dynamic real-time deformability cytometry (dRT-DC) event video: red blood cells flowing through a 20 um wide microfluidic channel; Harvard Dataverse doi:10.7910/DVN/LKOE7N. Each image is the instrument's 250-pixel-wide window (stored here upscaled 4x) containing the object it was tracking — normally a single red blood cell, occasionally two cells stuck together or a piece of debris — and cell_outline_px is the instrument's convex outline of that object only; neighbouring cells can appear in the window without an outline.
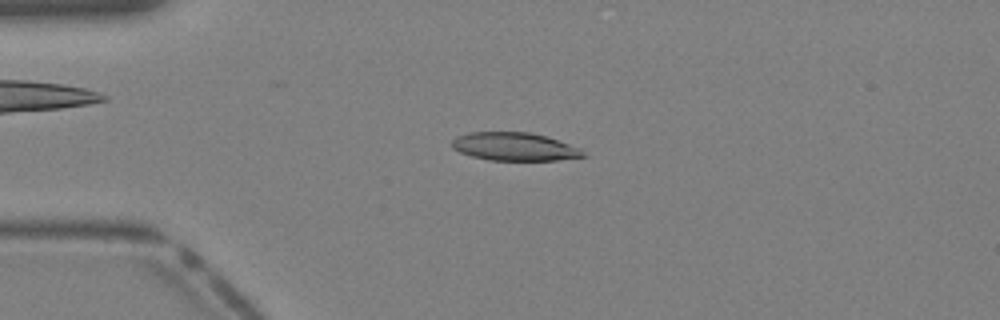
{"species": "Egyptian fruit bat (a non-hibernating species)", "species_latin": "Rousettus aegyptiacus", "temperature_condition": "warm", "stored_images_in_passage": 35, "camera_frame_rate_fps": 3000, "um_per_image_px": 0.085, "animal": {"sex": "female"}, "frame": {"image": 1, "passage_image": 5, "time_ms": 1.333, "image_size_px": [1000, 320], "cell_outline_px": [[588, 156], [556, 160], [488, 160], [472, 156], [460, 152], [452, 148], [452, 140], [456, 136], [468, 132], [532, 132], [548, 136], [580, 148]], "centroid_in_image_um": [43.74, 12.45], "position_along_channel_um": 41.3, "area_um2": 21.68}}
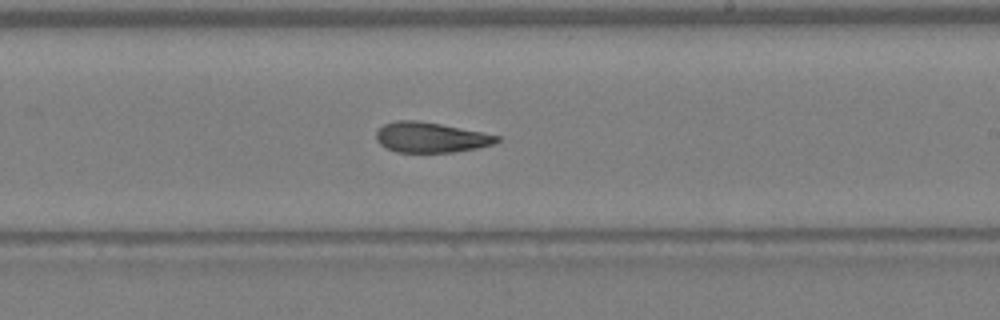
{"frame": {"image": 2, "passage_image": 19, "time_ms": 6.0, "image_size_px": [1000, 320], "cell_outline_px": [[500, 140], [492, 144], [476, 148], [452, 152], [396, 152], [380, 144], [376, 140], [376, 132], [384, 124], [396, 120], [420, 120], [500, 136]], "centroid_in_image_um": [36.57, 11.67], "position_along_channel_um": 252.4, "area_um2": 21.04}}
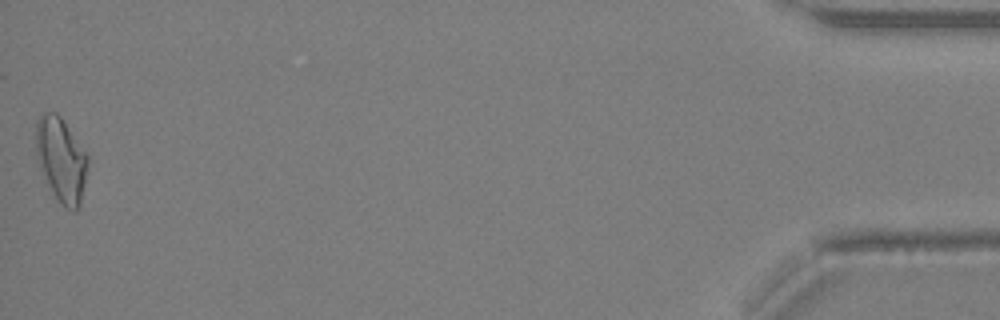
{"frame": {"image": 3, "passage_image": 35, "time_ms": 11.333, "image_size_px": [1000, 320], "cell_outline_px": [[88, 160], [84, 184], [80, 204], [76, 212], [72, 212], [64, 208], [48, 184], [40, 168], [36, 156], [36, 120], [44, 112], [56, 112], [60, 116], [88, 156]], "centroid_in_image_um": [5.19, 13.57], "position_along_channel_um": 430.0, "area_um2": 25.14}}